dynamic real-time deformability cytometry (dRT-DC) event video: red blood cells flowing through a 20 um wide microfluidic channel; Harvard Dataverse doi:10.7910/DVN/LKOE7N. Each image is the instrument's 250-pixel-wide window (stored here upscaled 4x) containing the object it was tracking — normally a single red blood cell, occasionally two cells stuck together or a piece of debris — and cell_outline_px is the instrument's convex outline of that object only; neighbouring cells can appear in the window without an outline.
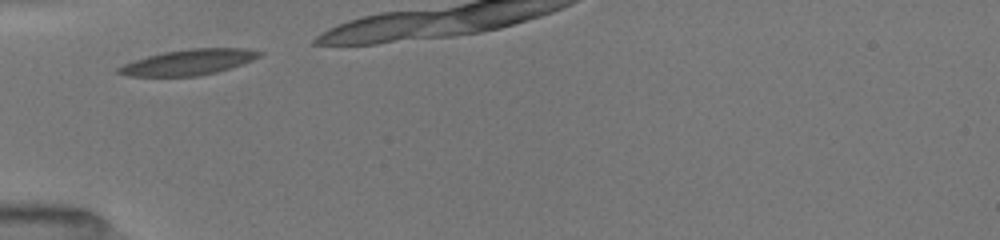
{"species": "common noctule bat (a hibernating species)", "species_latin": "Nyctalus noctula", "temperature_condition": "room temperature", "stored_images_in_passage": 8, "camera_frame_rate_fps": 3000, "um_per_image_px": 0.085, "animal": {"sex": "female", "body_mass_g": 19.5, "forearm_length_mm": 54.1}, "frame": {"image": 1, "passage_image": 1, "time_ms": 0.0, "image_size_px": [1000, 240], "cell_outline_px": [[264, 52], [260, 56], [252, 60], [216, 72], [196, 76], [128, 76], [116, 72], [116, 68], [124, 64], [148, 56], [164, 52], [192, 48], [248, 48]], "centroid_in_image_um": [16.03, 5.28], "position_along_channel_um": 69.0, "area_um2": 20.75}}